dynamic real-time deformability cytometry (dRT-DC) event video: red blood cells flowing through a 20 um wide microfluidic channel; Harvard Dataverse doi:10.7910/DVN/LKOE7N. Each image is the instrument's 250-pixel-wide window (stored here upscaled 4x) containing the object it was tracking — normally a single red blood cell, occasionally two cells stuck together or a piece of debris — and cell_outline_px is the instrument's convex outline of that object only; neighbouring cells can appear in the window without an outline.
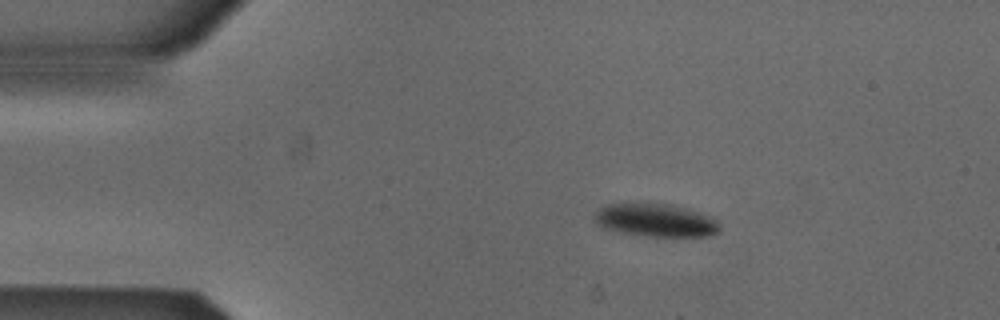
{"species": "Egyptian fruit bat (a non-hibernating species)", "species_latin": "Rousettus aegyptiacus", "temperature_condition": "cold", "stored_images_in_passage": 5, "camera_frame_rate_fps": 3000, "um_per_image_px": 0.085, "animal": {"sex": "male"}, "frame": {"image": 1, "passage_image": 2, "time_ms": 0.333, "image_size_px": [1000, 320], "cell_outline_px": [[720, 228], [712, 236], [644, 236], [616, 232], [600, 228], [596, 224], [592, 216], [604, 204], [668, 204], [688, 208], [712, 216], [720, 224]], "centroid_in_image_um": [55.7, 18.73], "position_along_channel_um": 29.3, "area_um2": 24.39}}
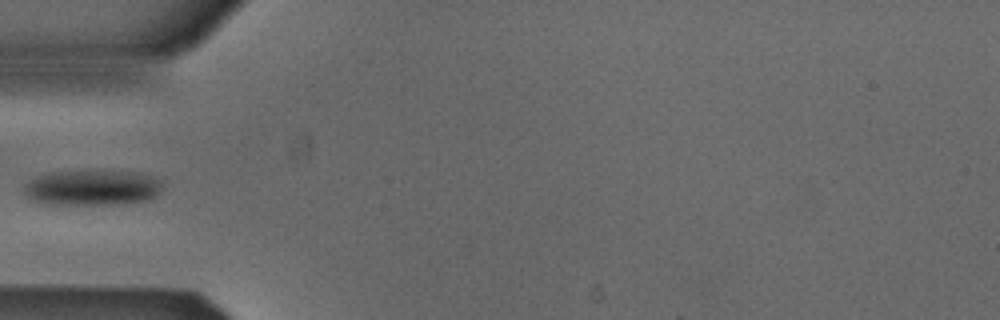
{"frame": {"image": 2, "passage_image": 4, "time_ms": 1.0, "image_size_px": [1000, 320], "cell_outline_px": [[160, 192], [148, 200], [120, 204], [40, 204], [28, 200], [24, 192], [24, 184], [40, 176], [52, 172], [140, 172], [160, 180]], "centroid_in_image_um": [7.8, 15.99], "position_along_channel_um": 77.2, "area_um2": 28.26}}
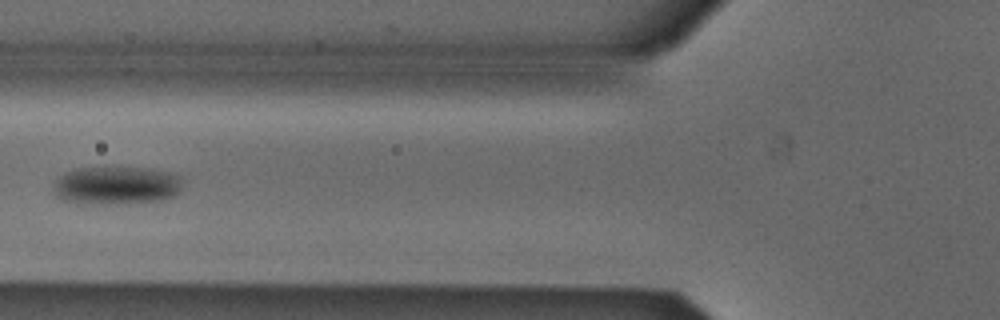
{"frame": {"image": 3, "passage_image": 5, "time_ms": 1.333, "image_size_px": [1000, 320], "cell_outline_px": [[180, 188], [176, 196], [160, 200], [124, 204], [80, 204], [60, 200], [56, 196], [52, 188], [52, 184], [60, 176], [76, 168], [148, 168], [168, 172], [180, 176]], "centroid_in_image_um": [9.84, 15.79], "position_along_channel_um": 116.0, "area_um2": 28.96}}